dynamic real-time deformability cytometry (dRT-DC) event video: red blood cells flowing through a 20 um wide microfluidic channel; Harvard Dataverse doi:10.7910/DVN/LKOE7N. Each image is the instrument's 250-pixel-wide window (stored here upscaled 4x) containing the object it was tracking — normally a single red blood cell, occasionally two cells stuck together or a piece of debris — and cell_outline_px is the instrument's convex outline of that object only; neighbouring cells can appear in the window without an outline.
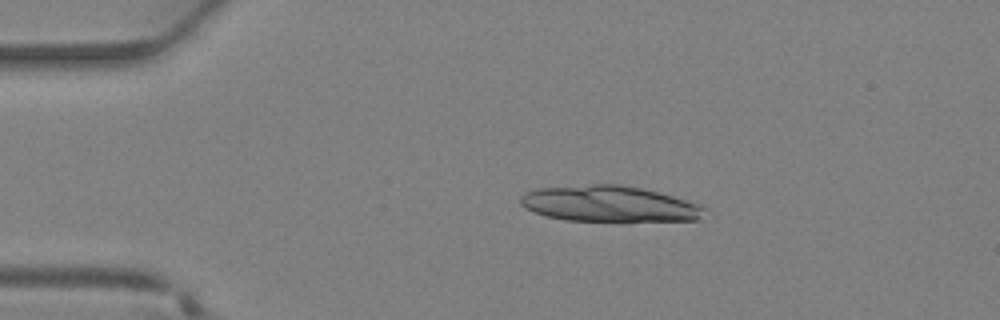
{"species": "Egyptian fruit bat (a non-hibernating species)", "species_latin": "Rousettus aegyptiacus", "temperature_condition": "warm", "stored_images_in_passage": 35, "segment_of_instrument_passage": [1, 2], "camera_frame_rate_fps": 3000, "um_per_image_px": 0.085, "animal": {"sex": "female"}, "frame": {"image": 1, "passage_image": 6, "time_ms": 1.667, "image_size_px": [1000, 320], "cell_outline_px": [[708, 208], [700, 220], [564, 220], [548, 216], [536, 212], [520, 204], [520, 196], [536, 188], [592, 184], [620, 184], [640, 188], [672, 196], [700, 204]], "centroid_in_image_um": [51.81, 17.31], "position_along_channel_um": 33.2, "area_um2": 38.03}}